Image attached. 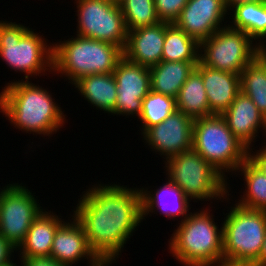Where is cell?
I'll return each mask as SVG.
<instances>
[{
	"label": "cell",
	"mask_w": 266,
	"mask_h": 266,
	"mask_svg": "<svg viewBox=\"0 0 266 266\" xmlns=\"http://www.w3.org/2000/svg\"><path fill=\"white\" fill-rule=\"evenodd\" d=\"M110 1H113V2L119 3L121 0H110Z\"/></svg>",
	"instance_id": "obj_38"
},
{
	"label": "cell",
	"mask_w": 266,
	"mask_h": 266,
	"mask_svg": "<svg viewBox=\"0 0 266 266\" xmlns=\"http://www.w3.org/2000/svg\"><path fill=\"white\" fill-rule=\"evenodd\" d=\"M170 23L159 22L155 25L128 31L123 50L124 57L130 62L147 68L162 61V50L166 28Z\"/></svg>",
	"instance_id": "obj_18"
},
{
	"label": "cell",
	"mask_w": 266,
	"mask_h": 266,
	"mask_svg": "<svg viewBox=\"0 0 266 266\" xmlns=\"http://www.w3.org/2000/svg\"><path fill=\"white\" fill-rule=\"evenodd\" d=\"M258 45L228 25L200 43L199 61L206 67L240 75L255 59Z\"/></svg>",
	"instance_id": "obj_9"
},
{
	"label": "cell",
	"mask_w": 266,
	"mask_h": 266,
	"mask_svg": "<svg viewBox=\"0 0 266 266\" xmlns=\"http://www.w3.org/2000/svg\"><path fill=\"white\" fill-rule=\"evenodd\" d=\"M22 185L16 182L5 185L0 197V235L16 248L23 242L32 222L44 210L38 196Z\"/></svg>",
	"instance_id": "obj_11"
},
{
	"label": "cell",
	"mask_w": 266,
	"mask_h": 266,
	"mask_svg": "<svg viewBox=\"0 0 266 266\" xmlns=\"http://www.w3.org/2000/svg\"><path fill=\"white\" fill-rule=\"evenodd\" d=\"M200 44L174 23L166 28L162 61H199Z\"/></svg>",
	"instance_id": "obj_26"
},
{
	"label": "cell",
	"mask_w": 266,
	"mask_h": 266,
	"mask_svg": "<svg viewBox=\"0 0 266 266\" xmlns=\"http://www.w3.org/2000/svg\"><path fill=\"white\" fill-rule=\"evenodd\" d=\"M3 186H2V188L0 187V197H1V194H2V190H3Z\"/></svg>",
	"instance_id": "obj_39"
},
{
	"label": "cell",
	"mask_w": 266,
	"mask_h": 266,
	"mask_svg": "<svg viewBox=\"0 0 266 266\" xmlns=\"http://www.w3.org/2000/svg\"><path fill=\"white\" fill-rule=\"evenodd\" d=\"M69 216L55 233L50 257L69 266H75L82 259L88 260L87 266H106L90 248L81 223L74 215Z\"/></svg>",
	"instance_id": "obj_15"
},
{
	"label": "cell",
	"mask_w": 266,
	"mask_h": 266,
	"mask_svg": "<svg viewBox=\"0 0 266 266\" xmlns=\"http://www.w3.org/2000/svg\"><path fill=\"white\" fill-rule=\"evenodd\" d=\"M117 83L115 115L140 116L142 100L151 91L149 68L123 57L113 71Z\"/></svg>",
	"instance_id": "obj_12"
},
{
	"label": "cell",
	"mask_w": 266,
	"mask_h": 266,
	"mask_svg": "<svg viewBox=\"0 0 266 266\" xmlns=\"http://www.w3.org/2000/svg\"><path fill=\"white\" fill-rule=\"evenodd\" d=\"M195 68L202 74L211 113L222 115L240 92V76L206 67L200 61Z\"/></svg>",
	"instance_id": "obj_19"
},
{
	"label": "cell",
	"mask_w": 266,
	"mask_h": 266,
	"mask_svg": "<svg viewBox=\"0 0 266 266\" xmlns=\"http://www.w3.org/2000/svg\"><path fill=\"white\" fill-rule=\"evenodd\" d=\"M192 149L228 180L227 175L248 158V148L232 134L222 115L216 114L194 119Z\"/></svg>",
	"instance_id": "obj_8"
},
{
	"label": "cell",
	"mask_w": 266,
	"mask_h": 266,
	"mask_svg": "<svg viewBox=\"0 0 266 266\" xmlns=\"http://www.w3.org/2000/svg\"><path fill=\"white\" fill-rule=\"evenodd\" d=\"M76 34L115 44L124 50L128 30L119 3L110 0H75Z\"/></svg>",
	"instance_id": "obj_10"
},
{
	"label": "cell",
	"mask_w": 266,
	"mask_h": 266,
	"mask_svg": "<svg viewBox=\"0 0 266 266\" xmlns=\"http://www.w3.org/2000/svg\"><path fill=\"white\" fill-rule=\"evenodd\" d=\"M251 266H266V233L259 258Z\"/></svg>",
	"instance_id": "obj_35"
},
{
	"label": "cell",
	"mask_w": 266,
	"mask_h": 266,
	"mask_svg": "<svg viewBox=\"0 0 266 266\" xmlns=\"http://www.w3.org/2000/svg\"><path fill=\"white\" fill-rule=\"evenodd\" d=\"M166 183L162 186H159L156 189L151 190L148 187L140 188L142 193V217L143 220H146L148 216H152L151 213L166 216L171 220L181 219L180 222H183L189 215L191 211L190 201L185 195L184 192L165 177ZM149 189V190H148Z\"/></svg>",
	"instance_id": "obj_17"
},
{
	"label": "cell",
	"mask_w": 266,
	"mask_h": 266,
	"mask_svg": "<svg viewBox=\"0 0 266 266\" xmlns=\"http://www.w3.org/2000/svg\"><path fill=\"white\" fill-rule=\"evenodd\" d=\"M210 208L196 209L175 225L168 252L183 266H224L223 226L215 223Z\"/></svg>",
	"instance_id": "obj_3"
},
{
	"label": "cell",
	"mask_w": 266,
	"mask_h": 266,
	"mask_svg": "<svg viewBox=\"0 0 266 266\" xmlns=\"http://www.w3.org/2000/svg\"><path fill=\"white\" fill-rule=\"evenodd\" d=\"M262 143L264 145L262 144L261 148L259 147V150H254L258 146L248 149V159L266 176V144L263 141Z\"/></svg>",
	"instance_id": "obj_31"
},
{
	"label": "cell",
	"mask_w": 266,
	"mask_h": 266,
	"mask_svg": "<svg viewBox=\"0 0 266 266\" xmlns=\"http://www.w3.org/2000/svg\"><path fill=\"white\" fill-rule=\"evenodd\" d=\"M53 42V75L72 84L86 75L113 73L124 57L119 46L75 34Z\"/></svg>",
	"instance_id": "obj_4"
},
{
	"label": "cell",
	"mask_w": 266,
	"mask_h": 266,
	"mask_svg": "<svg viewBox=\"0 0 266 266\" xmlns=\"http://www.w3.org/2000/svg\"><path fill=\"white\" fill-rule=\"evenodd\" d=\"M227 15L225 0H188L174 24L200 44L227 26Z\"/></svg>",
	"instance_id": "obj_14"
},
{
	"label": "cell",
	"mask_w": 266,
	"mask_h": 266,
	"mask_svg": "<svg viewBox=\"0 0 266 266\" xmlns=\"http://www.w3.org/2000/svg\"><path fill=\"white\" fill-rule=\"evenodd\" d=\"M99 183L82 192L71 212L83 226L92 251L112 266L143 222L142 193L137 186Z\"/></svg>",
	"instance_id": "obj_1"
},
{
	"label": "cell",
	"mask_w": 266,
	"mask_h": 266,
	"mask_svg": "<svg viewBox=\"0 0 266 266\" xmlns=\"http://www.w3.org/2000/svg\"><path fill=\"white\" fill-rule=\"evenodd\" d=\"M176 108L192 119L213 115L210 111L202 74L194 68L176 98Z\"/></svg>",
	"instance_id": "obj_24"
},
{
	"label": "cell",
	"mask_w": 266,
	"mask_h": 266,
	"mask_svg": "<svg viewBox=\"0 0 266 266\" xmlns=\"http://www.w3.org/2000/svg\"><path fill=\"white\" fill-rule=\"evenodd\" d=\"M31 81L21 77V80L13 79L2 87L0 113L7 117L14 129L51 138L65 125L67 115L49 88H42Z\"/></svg>",
	"instance_id": "obj_2"
},
{
	"label": "cell",
	"mask_w": 266,
	"mask_h": 266,
	"mask_svg": "<svg viewBox=\"0 0 266 266\" xmlns=\"http://www.w3.org/2000/svg\"><path fill=\"white\" fill-rule=\"evenodd\" d=\"M177 110L176 99L161 93L150 91L142 100V111L137 118L142 134L147 128L163 122Z\"/></svg>",
	"instance_id": "obj_27"
},
{
	"label": "cell",
	"mask_w": 266,
	"mask_h": 266,
	"mask_svg": "<svg viewBox=\"0 0 266 266\" xmlns=\"http://www.w3.org/2000/svg\"><path fill=\"white\" fill-rule=\"evenodd\" d=\"M224 213V266H251L260 255L266 233V211L232 204Z\"/></svg>",
	"instance_id": "obj_7"
},
{
	"label": "cell",
	"mask_w": 266,
	"mask_h": 266,
	"mask_svg": "<svg viewBox=\"0 0 266 266\" xmlns=\"http://www.w3.org/2000/svg\"><path fill=\"white\" fill-rule=\"evenodd\" d=\"M238 175L244 178L245 190L235 203L245 208L266 211V176L263 172L247 158L234 172L235 177Z\"/></svg>",
	"instance_id": "obj_25"
},
{
	"label": "cell",
	"mask_w": 266,
	"mask_h": 266,
	"mask_svg": "<svg viewBox=\"0 0 266 266\" xmlns=\"http://www.w3.org/2000/svg\"><path fill=\"white\" fill-rule=\"evenodd\" d=\"M44 37L23 23L0 20V59L11 70L25 75V81L52 75L53 43L48 44Z\"/></svg>",
	"instance_id": "obj_5"
},
{
	"label": "cell",
	"mask_w": 266,
	"mask_h": 266,
	"mask_svg": "<svg viewBox=\"0 0 266 266\" xmlns=\"http://www.w3.org/2000/svg\"><path fill=\"white\" fill-rule=\"evenodd\" d=\"M46 210L48 209L45 208L32 222L23 242L17 248L19 258L50 256L55 233L66 219H62L61 213L57 215Z\"/></svg>",
	"instance_id": "obj_20"
},
{
	"label": "cell",
	"mask_w": 266,
	"mask_h": 266,
	"mask_svg": "<svg viewBox=\"0 0 266 266\" xmlns=\"http://www.w3.org/2000/svg\"><path fill=\"white\" fill-rule=\"evenodd\" d=\"M228 17L231 19L227 24L230 28L243 31L258 46L265 45L266 1L239 4L228 12Z\"/></svg>",
	"instance_id": "obj_23"
},
{
	"label": "cell",
	"mask_w": 266,
	"mask_h": 266,
	"mask_svg": "<svg viewBox=\"0 0 266 266\" xmlns=\"http://www.w3.org/2000/svg\"><path fill=\"white\" fill-rule=\"evenodd\" d=\"M16 251L17 248L0 235V266H4L15 261L13 260L15 255L13 253H17Z\"/></svg>",
	"instance_id": "obj_32"
},
{
	"label": "cell",
	"mask_w": 266,
	"mask_h": 266,
	"mask_svg": "<svg viewBox=\"0 0 266 266\" xmlns=\"http://www.w3.org/2000/svg\"><path fill=\"white\" fill-rule=\"evenodd\" d=\"M4 266H22V265H21V262H20L19 265H17V264L13 261L12 263H9V264L4 265Z\"/></svg>",
	"instance_id": "obj_37"
},
{
	"label": "cell",
	"mask_w": 266,
	"mask_h": 266,
	"mask_svg": "<svg viewBox=\"0 0 266 266\" xmlns=\"http://www.w3.org/2000/svg\"><path fill=\"white\" fill-rule=\"evenodd\" d=\"M119 5L128 31L160 22L154 0H121Z\"/></svg>",
	"instance_id": "obj_29"
},
{
	"label": "cell",
	"mask_w": 266,
	"mask_h": 266,
	"mask_svg": "<svg viewBox=\"0 0 266 266\" xmlns=\"http://www.w3.org/2000/svg\"><path fill=\"white\" fill-rule=\"evenodd\" d=\"M160 22L175 23L188 0H154Z\"/></svg>",
	"instance_id": "obj_30"
},
{
	"label": "cell",
	"mask_w": 266,
	"mask_h": 266,
	"mask_svg": "<svg viewBox=\"0 0 266 266\" xmlns=\"http://www.w3.org/2000/svg\"><path fill=\"white\" fill-rule=\"evenodd\" d=\"M193 124L194 119L176 110L163 122L147 128L141 134L142 140L164 162V159L192 149Z\"/></svg>",
	"instance_id": "obj_13"
},
{
	"label": "cell",
	"mask_w": 266,
	"mask_h": 266,
	"mask_svg": "<svg viewBox=\"0 0 266 266\" xmlns=\"http://www.w3.org/2000/svg\"><path fill=\"white\" fill-rule=\"evenodd\" d=\"M199 61H161L149 68L151 91L177 98Z\"/></svg>",
	"instance_id": "obj_22"
},
{
	"label": "cell",
	"mask_w": 266,
	"mask_h": 266,
	"mask_svg": "<svg viewBox=\"0 0 266 266\" xmlns=\"http://www.w3.org/2000/svg\"><path fill=\"white\" fill-rule=\"evenodd\" d=\"M222 117L232 134L248 149L254 147L259 132L266 135V119L250 97L241 91Z\"/></svg>",
	"instance_id": "obj_16"
},
{
	"label": "cell",
	"mask_w": 266,
	"mask_h": 266,
	"mask_svg": "<svg viewBox=\"0 0 266 266\" xmlns=\"http://www.w3.org/2000/svg\"><path fill=\"white\" fill-rule=\"evenodd\" d=\"M266 0H225V6L228 12L235 6L239 4H244L248 2H265Z\"/></svg>",
	"instance_id": "obj_36"
},
{
	"label": "cell",
	"mask_w": 266,
	"mask_h": 266,
	"mask_svg": "<svg viewBox=\"0 0 266 266\" xmlns=\"http://www.w3.org/2000/svg\"><path fill=\"white\" fill-rule=\"evenodd\" d=\"M240 91L249 96L266 119V71L254 59L241 72Z\"/></svg>",
	"instance_id": "obj_28"
},
{
	"label": "cell",
	"mask_w": 266,
	"mask_h": 266,
	"mask_svg": "<svg viewBox=\"0 0 266 266\" xmlns=\"http://www.w3.org/2000/svg\"><path fill=\"white\" fill-rule=\"evenodd\" d=\"M255 59L263 66L266 71V44L258 46Z\"/></svg>",
	"instance_id": "obj_34"
},
{
	"label": "cell",
	"mask_w": 266,
	"mask_h": 266,
	"mask_svg": "<svg viewBox=\"0 0 266 266\" xmlns=\"http://www.w3.org/2000/svg\"><path fill=\"white\" fill-rule=\"evenodd\" d=\"M22 266H69L60 263L52 257L19 258Z\"/></svg>",
	"instance_id": "obj_33"
},
{
	"label": "cell",
	"mask_w": 266,
	"mask_h": 266,
	"mask_svg": "<svg viewBox=\"0 0 266 266\" xmlns=\"http://www.w3.org/2000/svg\"><path fill=\"white\" fill-rule=\"evenodd\" d=\"M163 164L166 178L180 187L190 201H233L229 198L230 182L195 150L169 157Z\"/></svg>",
	"instance_id": "obj_6"
},
{
	"label": "cell",
	"mask_w": 266,
	"mask_h": 266,
	"mask_svg": "<svg viewBox=\"0 0 266 266\" xmlns=\"http://www.w3.org/2000/svg\"><path fill=\"white\" fill-rule=\"evenodd\" d=\"M72 85L93 108L115 116L117 83L113 73L86 75Z\"/></svg>",
	"instance_id": "obj_21"
}]
</instances>
